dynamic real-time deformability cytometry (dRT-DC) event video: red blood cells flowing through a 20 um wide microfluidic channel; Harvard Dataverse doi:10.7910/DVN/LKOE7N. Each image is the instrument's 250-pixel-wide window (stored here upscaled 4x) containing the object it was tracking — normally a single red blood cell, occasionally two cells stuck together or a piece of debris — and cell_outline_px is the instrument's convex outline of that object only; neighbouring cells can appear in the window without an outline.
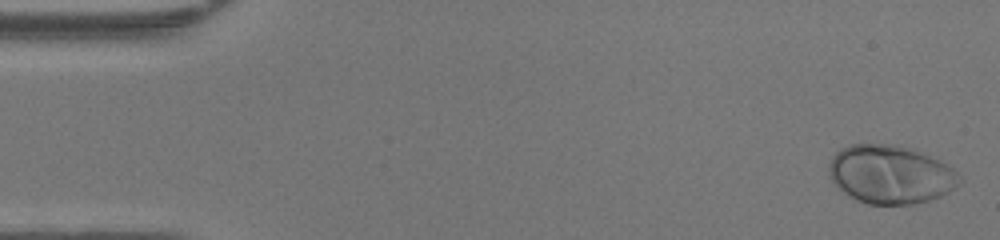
{"species": "human", "species_latin": "Homo sapiens", "temperature_condition": "warm", "stored_images_in_passage": 47, "camera_frame_rate_fps": 3000, "um_per_image_px": 0.085, "donor": {"sex": "female"}, "frame": {"image": 1, "passage_image": 1, "time_ms": 0.0, "image_size_px": [1000, 240], "cell_outline_px": [[960, 184], [956, 188], [940, 196], [928, 200], [912, 204], [868, 204], [856, 200], [848, 196], [828, 176], [828, 164], [832, 156], [840, 148], [848, 144], [888, 144], [912, 148], [940, 160], [952, 168], [956, 172], [960, 180]], "centroid_in_image_um": [75.66, 14.82], "position_along_channel_um": 9.3, "area_um2": 44.62}}
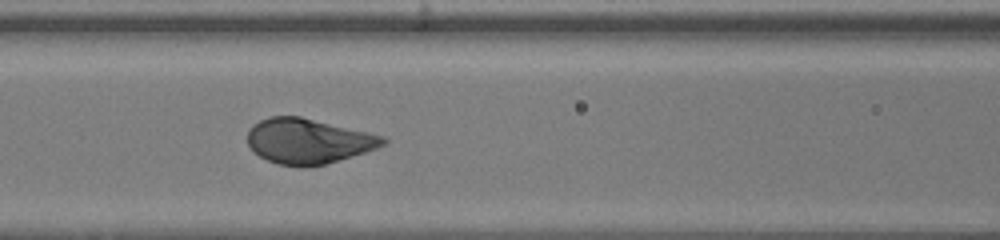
{"frame": {"image": 2, "passage_image": 20, "time_ms": 6.333, "image_size_px": [1000, 240], "cell_outline_px": [[388, 140], [384, 144], [376, 148], [364, 152], [324, 164], [280, 164], [268, 160], [260, 156], [248, 144], [248, 128], [252, 124], [268, 116], [300, 116], [368, 132], [384, 136]], "centroid_in_image_um": [26.18, 11.94], "position_along_channel_um": 140.4, "area_um2": 34.8}}
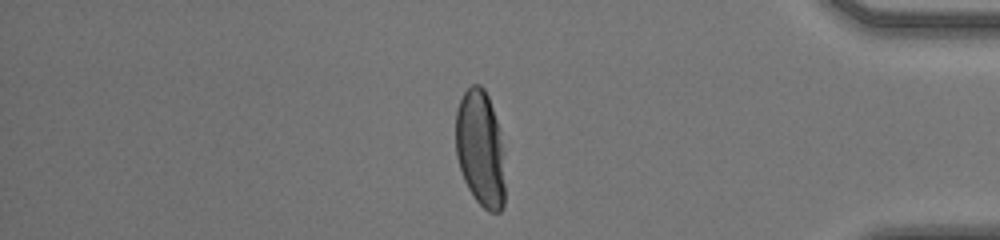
{"frame": {"image": 3, "passage_image": 40, "time_ms": 13.0, "image_size_px": [1000, 240], "cell_outline_px": [[504, 204], [500, 212], [488, 212], [476, 200], [468, 188], [464, 180], [456, 156], [456, 108], [464, 92], [472, 84], [480, 84], [484, 88], [488, 96], [496, 120], [500, 144], [504, 184]], "centroid_in_image_um": [40.79, 12.63], "position_along_channel_um": 394.4, "area_um2": 32.83}, "authors_computed_cell_mechanics": {"area_um2": 37.1076, "velocity_mm_per_s": 4.2859, "shape_relaxation_time_tau1_ms": 2.6572, "shape_relaxation_time_tau2_ms": null, "deformation_change_tau1": 0.1743, "deformation_change_tau2": null}}